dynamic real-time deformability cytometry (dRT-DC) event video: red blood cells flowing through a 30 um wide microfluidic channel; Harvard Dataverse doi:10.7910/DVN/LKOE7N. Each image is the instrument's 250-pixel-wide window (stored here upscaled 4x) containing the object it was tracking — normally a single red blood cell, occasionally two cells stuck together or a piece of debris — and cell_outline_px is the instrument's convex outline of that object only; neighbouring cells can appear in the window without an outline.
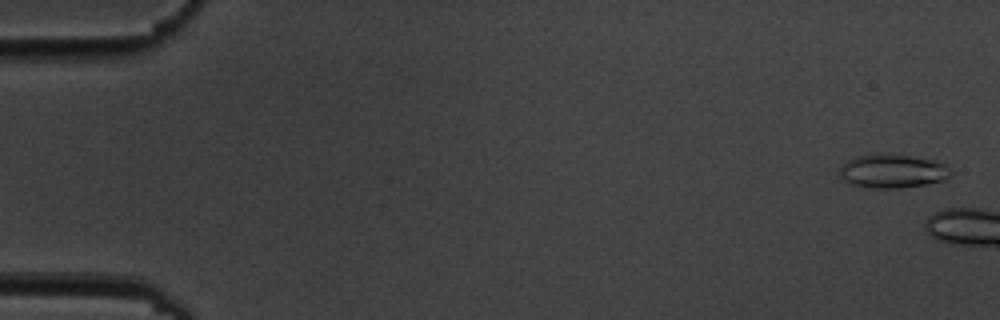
{"species": "common noctule bat (a hibernating species)", "species_latin": "Nyctalus noctula", "temperature_condition": "cold", "stored_images_in_passage": 2, "camera_frame_rate_fps": 3000, "um_per_image_px": 0.085, "animal": {"sex": "male", "body_mass_g": 19.5, "forearm_length_mm": 54.6}, "frame": {"image": 1, "passage_image": 1, "time_ms": 0.0, "image_size_px": [1000, 320], "cell_outline_px": [[952, 172], [944, 180], [924, 184], [900, 188], [872, 188], [848, 184], [840, 180], [840, 168], [848, 160], [856, 156], [872, 152], [908, 156], [936, 160], [944, 164]], "centroid_in_image_um": [75.8, 14.54], "position_along_channel_um": 9.2, "area_um2": 22.02}}